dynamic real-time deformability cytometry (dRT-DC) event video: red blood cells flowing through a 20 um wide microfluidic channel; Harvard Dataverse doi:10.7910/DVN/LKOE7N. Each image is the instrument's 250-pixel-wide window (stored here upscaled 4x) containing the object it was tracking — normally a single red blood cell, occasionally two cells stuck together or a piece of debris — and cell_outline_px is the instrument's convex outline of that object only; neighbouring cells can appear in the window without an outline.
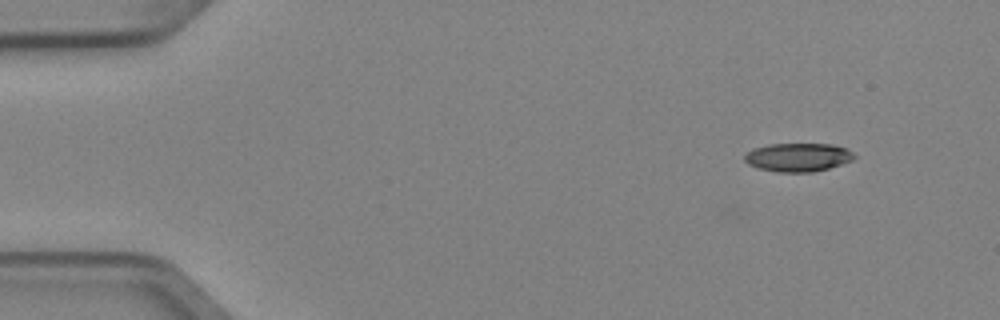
{"species": "Egyptian fruit bat (a non-hibernating species)", "species_latin": "Rousettus aegyptiacus", "temperature_condition": "cold", "stored_images_in_passage": 5, "camera_frame_rate_fps": 3000, "um_per_image_px": 0.085, "animal": {"sex": "female"}, "frame": {"image": 1, "passage_image": 1, "time_ms": 0.0, "image_size_px": [1000, 320], "cell_outline_px": [[856, 156], [852, 160], [828, 168], [812, 172], [776, 172], [760, 168], [748, 164], [744, 160], [744, 156], [752, 148], [768, 144], [832, 144], [844, 148], [852, 152]], "centroid_in_image_um": [67.8, 13.36], "position_along_channel_um": 17.2, "area_um2": 18.09}}